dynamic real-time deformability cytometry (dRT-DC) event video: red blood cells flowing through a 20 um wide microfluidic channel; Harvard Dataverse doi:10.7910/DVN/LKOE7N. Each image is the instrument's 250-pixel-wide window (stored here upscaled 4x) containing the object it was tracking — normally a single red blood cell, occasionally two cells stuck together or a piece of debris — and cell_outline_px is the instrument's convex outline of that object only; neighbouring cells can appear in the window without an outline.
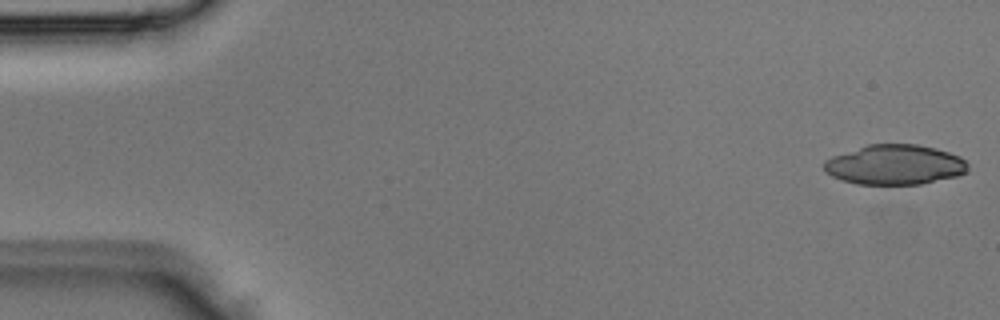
{"species": "Egyptian fruit bat (a non-hibernating species)", "species_latin": "Rousettus aegyptiacus", "temperature_condition": "room temperature", "stored_images_in_passage": 4, "camera_frame_rate_fps": 3000, "um_per_image_px": 0.085, "animal": {"sex": "male"}, "frame": {"image": 1, "passage_image": 1, "time_ms": 0.0, "image_size_px": [1000, 320], "cell_outline_px": [[968, 168], [964, 172], [956, 176], [920, 184], [856, 184], [832, 176], [824, 168], [824, 160], [832, 156], [868, 144], [916, 144], [936, 148], [960, 156], [968, 164]], "centroid_in_image_um": [76.06, 13.99], "position_along_channel_um": 8.9, "area_um2": 33.23}}